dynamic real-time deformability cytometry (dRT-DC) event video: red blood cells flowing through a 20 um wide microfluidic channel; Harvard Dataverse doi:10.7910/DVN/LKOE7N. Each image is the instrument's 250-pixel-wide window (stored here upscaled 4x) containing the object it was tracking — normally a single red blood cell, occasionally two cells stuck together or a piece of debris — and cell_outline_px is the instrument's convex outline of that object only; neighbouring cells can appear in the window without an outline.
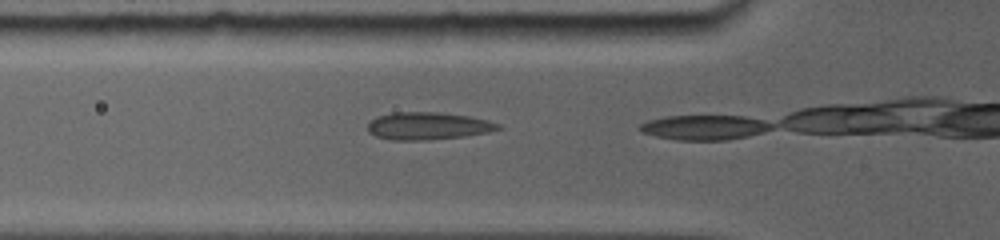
{"species": "common noctule bat (a hibernating species)", "species_latin": "Nyctalus noctula", "temperature_condition": "room temperature", "stored_images_in_passage": 3, "camera_frame_rate_fps": 5000, "um_per_image_px": 0.085, "animal": {"sex": "female", "body_mass_g": 19.0, "forearm_length_mm": 56.7}, "frame": {"image": 1, "passage_image": 2, "time_ms": 0.6, "image_size_px": [1000, 240], "cell_outline_px": [[504, 128], [488, 132], [464, 136], [428, 140], [392, 140], [376, 136], [368, 132], [368, 124], [376, 116], [392, 112], [436, 112], [468, 116], [488, 120], [500, 124]], "centroid_in_image_um": [36.38, 10.7], "position_along_channel_um": 89.4, "area_um2": 20.92}}